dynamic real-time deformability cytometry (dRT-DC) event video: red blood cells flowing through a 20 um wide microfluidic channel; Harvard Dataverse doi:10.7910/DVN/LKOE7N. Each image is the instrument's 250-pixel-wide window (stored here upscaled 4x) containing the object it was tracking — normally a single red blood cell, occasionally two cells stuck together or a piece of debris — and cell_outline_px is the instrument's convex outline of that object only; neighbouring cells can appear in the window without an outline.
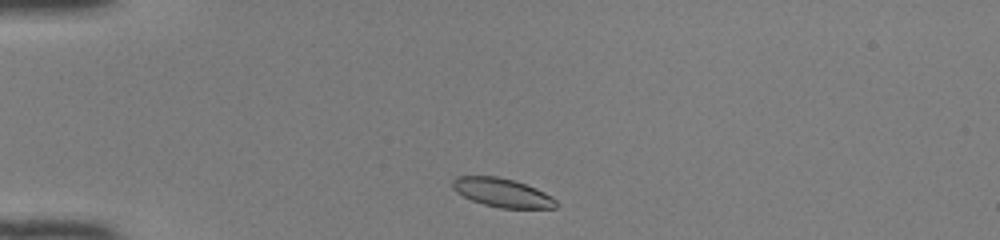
{"species": "common noctule bat (a hibernating species)", "species_latin": "Nyctalus noctula", "temperature_condition": "room temperature", "stored_images_in_passage": 39, "camera_frame_rate_fps": 3000, "um_per_image_px": 0.085, "animal": {"sex": "female", "body_mass_g": 22.0, "forearm_length_mm": 56.7}, "frame": {"image": 1, "passage_image": 2, "time_ms": 0.333, "image_size_px": [1000, 240], "cell_outline_px": [[560, 204], [556, 208], [500, 208], [484, 204], [472, 200], [456, 192], [452, 188], [452, 180], [456, 176], [496, 176], [516, 180], [536, 188], [552, 196]], "centroid_in_image_um": [42.71, 16.37], "position_along_channel_um": 42.3, "area_um2": 17.51}}
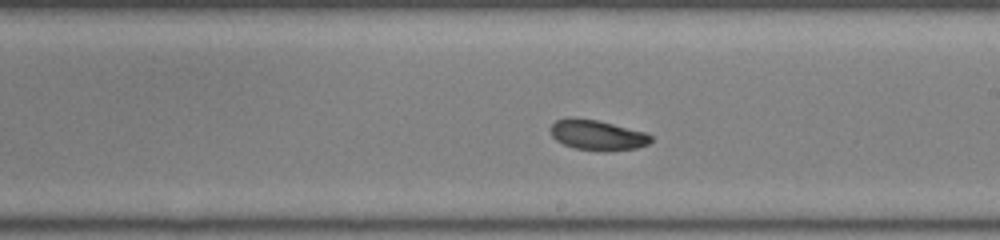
{"frame": {"image": 2, "passage_image": 19, "time_ms": 6.0, "image_size_px": [1000, 240], "cell_outline_px": [[652, 140], [648, 144], [636, 148], [608, 152], [576, 148], [564, 144], [556, 140], [552, 136], [552, 124], [556, 120], [572, 116], [596, 120], [644, 132], [652, 136]], "centroid_in_image_um": [50.78, 11.48], "position_along_channel_um": 238.2, "area_um2": 17.57}}
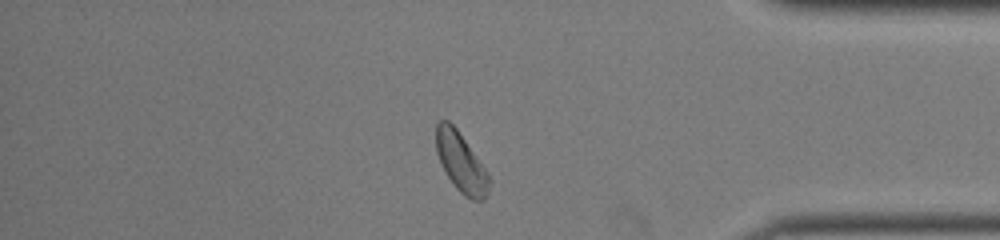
{"frame": {"image": 3, "passage_image": 32, "time_ms": 10.333, "image_size_px": [1000, 240], "cell_outline_px": [[492, 184], [484, 200], [472, 200], [464, 196], [456, 188], [448, 176], [436, 152], [436, 124], [440, 120], [448, 120], [456, 128], [488, 172], [492, 180]], "centroid_in_image_um": [39.22, 13.83], "position_along_channel_um": 396.0, "area_um2": 18.32}, "authors_computed_cell_mechanics": {"area_um2": 18.207, "velocity_mm_per_s": 4.0931, "shape_relaxation_time_tau1_ms": 1.6242, "shape_relaxation_time_tau2_ms": 4.3821, "deformation_change_tau1": 0.0663, "deformation_change_tau2": 0.0911}}